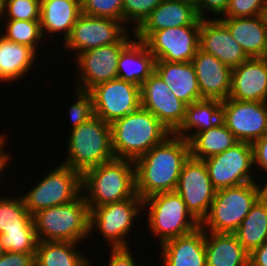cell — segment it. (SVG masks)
Here are the masks:
<instances>
[{"label": "cell", "instance_id": "obj_1", "mask_svg": "<svg viewBox=\"0 0 267 266\" xmlns=\"http://www.w3.org/2000/svg\"><path fill=\"white\" fill-rule=\"evenodd\" d=\"M190 156L189 141L174 133L153 146L135 163L136 194L143 200L175 191L184 162Z\"/></svg>", "mask_w": 267, "mask_h": 266}, {"label": "cell", "instance_id": "obj_2", "mask_svg": "<svg viewBox=\"0 0 267 266\" xmlns=\"http://www.w3.org/2000/svg\"><path fill=\"white\" fill-rule=\"evenodd\" d=\"M171 134L151 112L140 107L111 124L112 151L115 158L135 162Z\"/></svg>", "mask_w": 267, "mask_h": 266}, {"label": "cell", "instance_id": "obj_3", "mask_svg": "<svg viewBox=\"0 0 267 266\" xmlns=\"http://www.w3.org/2000/svg\"><path fill=\"white\" fill-rule=\"evenodd\" d=\"M82 194L90 211L133 197L136 194L134 161L114 158L86 171L82 175Z\"/></svg>", "mask_w": 267, "mask_h": 266}, {"label": "cell", "instance_id": "obj_4", "mask_svg": "<svg viewBox=\"0 0 267 266\" xmlns=\"http://www.w3.org/2000/svg\"><path fill=\"white\" fill-rule=\"evenodd\" d=\"M38 241L80 243L90 237V210L81 194L75 200L32 215Z\"/></svg>", "mask_w": 267, "mask_h": 266}, {"label": "cell", "instance_id": "obj_5", "mask_svg": "<svg viewBox=\"0 0 267 266\" xmlns=\"http://www.w3.org/2000/svg\"><path fill=\"white\" fill-rule=\"evenodd\" d=\"M67 156L62 164L83 175L86 171L115 158L111 125L97 116L70 130Z\"/></svg>", "mask_w": 267, "mask_h": 266}, {"label": "cell", "instance_id": "obj_6", "mask_svg": "<svg viewBox=\"0 0 267 266\" xmlns=\"http://www.w3.org/2000/svg\"><path fill=\"white\" fill-rule=\"evenodd\" d=\"M266 184L257 181L216 190L210 209L200 223L205 232L234 233L251 207L264 194Z\"/></svg>", "mask_w": 267, "mask_h": 266}, {"label": "cell", "instance_id": "obj_7", "mask_svg": "<svg viewBox=\"0 0 267 266\" xmlns=\"http://www.w3.org/2000/svg\"><path fill=\"white\" fill-rule=\"evenodd\" d=\"M142 211H147V228L159 240V246L176 237L186 235L200 226L187 210L176 191L158 193L143 200Z\"/></svg>", "mask_w": 267, "mask_h": 266}, {"label": "cell", "instance_id": "obj_8", "mask_svg": "<svg viewBox=\"0 0 267 266\" xmlns=\"http://www.w3.org/2000/svg\"><path fill=\"white\" fill-rule=\"evenodd\" d=\"M143 210V199L135 194L126 200L95 207L90 211V238L98 233L111 248L130 247L127 238L132 234L134 221ZM98 231V232H97ZM109 242V243H108Z\"/></svg>", "mask_w": 267, "mask_h": 266}, {"label": "cell", "instance_id": "obj_9", "mask_svg": "<svg viewBox=\"0 0 267 266\" xmlns=\"http://www.w3.org/2000/svg\"><path fill=\"white\" fill-rule=\"evenodd\" d=\"M41 179L34 188L21 195L31 215L42 209L69 203L82 194V175L62 163Z\"/></svg>", "mask_w": 267, "mask_h": 266}, {"label": "cell", "instance_id": "obj_10", "mask_svg": "<svg viewBox=\"0 0 267 266\" xmlns=\"http://www.w3.org/2000/svg\"><path fill=\"white\" fill-rule=\"evenodd\" d=\"M129 31L118 43L92 48L75 57L78 79L75 88L89 92L96 85L118 78L121 52L134 40Z\"/></svg>", "mask_w": 267, "mask_h": 266}, {"label": "cell", "instance_id": "obj_11", "mask_svg": "<svg viewBox=\"0 0 267 266\" xmlns=\"http://www.w3.org/2000/svg\"><path fill=\"white\" fill-rule=\"evenodd\" d=\"M203 161L216 190L256 181L255 174L252 173L254 166L251 143L239 141L233 147Z\"/></svg>", "mask_w": 267, "mask_h": 266}, {"label": "cell", "instance_id": "obj_12", "mask_svg": "<svg viewBox=\"0 0 267 266\" xmlns=\"http://www.w3.org/2000/svg\"><path fill=\"white\" fill-rule=\"evenodd\" d=\"M130 30L122 21L81 13L70 35L62 42L63 48L74 51L73 57H76L83 51L118 43Z\"/></svg>", "mask_w": 267, "mask_h": 266}, {"label": "cell", "instance_id": "obj_13", "mask_svg": "<svg viewBox=\"0 0 267 266\" xmlns=\"http://www.w3.org/2000/svg\"><path fill=\"white\" fill-rule=\"evenodd\" d=\"M89 93L94 115L110 125L141 107L140 86L119 78L98 84Z\"/></svg>", "mask_w": 267, "mask_h": 266}, {"label": "cell", "instance_id": "obj_14", "mask_svg": "<svg viewBox=\"0 0 267 266\" xmlns=\"http://www.w3.org/2000/svg\"><path fill=\"white\" fill-rule=\"evenodd\" d=\"M175 191L182 197L191 215L201 223L216 193L203 160L189 156L182 166Z\"/></svg>", "mask_w": 267, "mask_h": 266}, {"label": "cell", "instance_id": "obj_15", "mask_svg": "<svg viewBox=\"0 0 267 266\" xmlns=\"http://www.w3.org/2000/svg\"><path fill=\"white\" fill-rule=\"evenodd\" d=\"M221 121L238 141L253 143L267 133V102L222 101Z\"/></svg>", "mask_w": 267, "mask_h": 266}, {"label": "cell", "instance_id": "obj_16", "mask_svg": "<svg viewBox=\"0 0 267 266\" xmlns=\"http://www.w3.org/2000/svg\"><path fill=\"white\" fill-rule=\"evenodd\" d=\"M200 25L169 27L153 32L144 43L155 60L191 62L199 49Z\"/></svg>", "mask_w": 267, "mask_h": 266}, {"label": "cell", "instance_id": "obj_17", "mask_svg": "<svg viewBox=\"0 0 267 266\" xmlns=\"http://www.w3.org/2000/svg\"><path fill=\"white\" fill-rule=\"evenodd\" d=\"M141 107L174 133L183 123L186 104L179 100L154 71L140 86Z\"/></svg>", "mask_w": 267, "mask_h": 266}, {"label": "cell", "instance_id": "obj_18", "mask_svg": "<svg viewBox=\"0 0 267 266\" xmlns=\"http://www.w3.org/2000/svg\"><path fill=\"white\" fill-rule=\"evenodd\" d=\"M199 49L212 54L231 69L249 59L219 18L201 19Z\"/></svg>", "mask_w": 267, "mask_h": 266}, {"label": "cell", "instance_id": "obj_19", "mask_svg": "<svg viewBox=\"0 0 267 266\" xmlns=\"http://www.w3.org/2000/svg\"><path fill=\"white\" fill-rule=\"evenodd\" d=\"M201 25L194 2L162 0L134 31L135 38L144 42L153 32L169 27Z\"/></svg>", "mask_w": 267, "mask_h": 266}, {"label": "cell", "instance_id": "obj_20", "mask_svg": "<svg viewBox=\"0 0 267 266\" xmlns=\"http://www.w3.org/2000/svg\"><path fill=\"white\" fill-rule=\"evenodd\" d=\"M191 62L202 99L226 100L231 90L232 69L201 49L197 50Z\"/></svg>", "mask_w": 267, "mask_h": 266}, {"label": "cell", "instance_id": "obj_21", "mask_svg": "<svg viewBox=\"0 0 267 266\" xmlns=\"http://www.w3.org/2000/svg\"><path fill=\"white\" fill-rule=\"evenodd\" d=\"M229 98L267 102V57L249 58L232 69Z\"/></svg>", "mask_w": 267, "mask_h": 266}, {"label": "cell", "instance_id": "obj_22", "mask_svg": "<svg viewBox=\"0 0 267 266\" xmlns=\"http://www.w3.org/2000/svg\"><path fill=\"white\" fill-rule=\"evenodd\" d=\"M162 266H206L205 231H194L159 246Z\"/></svg>", "mask_w": 267, "mask_h": 266}, {"label": "cell", "instance_id": "obj_23", "mask_svg": "<svg viewBox=\"0 0 267 266\" xmlns=\"http://www.w3.org/2000/svg\"><path fill=\"white\" fill-rule=\"evenodd\" d=\"M219 19L249 58L267 57V14Z\"/></svg>", "mask_w": 267, "mask_h": 266}, {"label": "cell", "instance_id": "obj_24", "mask_svg": "<svg viewBox=\"0 0 267 266\" xmlns=\"http://www.w3.org/2000/svg\"><path fill=\"white\" fill-rule=\"evenodd\" d=\"M155 72L163 79L170 91L186 105L202 100L192 62L156 60Z\"/></svg>", "mask_w": 267, "mask_h": 266}, {"label": "cell", "instance_id": "obj_25", "mask_svg": "<svg viewBox=\"0 0 267 266\" xmlns=\"http://www.w3.org/2000/svg\"><path fill=\"white\" fill-rule=\"evenodd\" d=\"M80 14L81 0H41L40 25L44 39L63 34L65 41Z\"/></svg>", "mask_w": 267, "mask_h": 266}, {"label": "cell", "instance_id": "obj_26", "mask_svg": "<svg viewBox=\"0 0 267 266\" xmlns=\"http://www.w3.org/2000/svg\"><path fill=\"white\" fill-rule=\"evenodd\" d=\"M206 266H249V253L234 233L205 232Z\"/></svg>", "mask_w": 267, "mask_h": 266}, {"label": "cell", "instance_id": "obj_27", "mask_svg": "<svg viewBox=\"0 0 267 266\" xmlns=\"http://www.w3.org/2000/svg\"><path fill=\"white\" fill-rule=\"evenodd\" d=\"M121 52L118 60V78L138 86L155 71V58L146 44L135 38Z\"/></svg>", "mask_w": 267, "mask_h": 266}, {"label": "cell", "instance_id": "obj_28", "mask_svg": "<svg viewBox=\"0 0 267 266\" xmlns=\"http://www.w3.org/2000/svg\"><path fill=\"white\" fill-rule=\"evenodd\" d=\"M36 58L40 57L31 47L0 35V82L20 81L33 68Z\"/></svg>", "mask_w": 267, "mask_h": 266}, {"label": "cell", "instance_id": "obj_29", "mask_svg": "<svg viewBox=\"0 0 267 266\" xmlns=\"http://www.w3.org/2000/svg\"><path fill=\"white\" fill-rule=\"evenodd\" d=\"M221 118L222 101L217 99L196 101L186 106L184 121L174 134L190 141L198 132L215 127L221 122Z\"/></svg>", "mask_w": 267, "mask_h": 266}, {"label": "cell", "instance_id": "obj_30", "mask_svg": "<svg viewBox=\"0 0 267 266\" xmlns=\"http://www.w3.org/2000/svg\"><path fill=\"white\" fill-rule=\"evenodd\" d=\"M234 234L249 254L267 241V187Z\"/></svg>", "mask_w": 267, "mask_h": 266}, {"label": "cell", "instance_id": "obj_31", "mask_svg": "<svg viewBox=\"0 0 267 266\" xmlns=\"http://www.w3.org/2000/svg\"><path fill=\"white\" fill-rule=\"evenodd\" d=\"M78 246L75 242L38 241L35 266H92Z\"/></svg>", "mask_w": 267, "mask_h": 266}, {"label": "cell", "instance_id": "obj_32", "mask_svg": "<svg viewBox=\"0 0 267 266\" xmlns=\"http://www.w3.org/2000/svg\"><path fill=\"white\" fill-rule=\"evenodd\" d=\"M239 141L221 121L215 127L198 132L190 141V156L205 160L233 147Z\"/></svg>", "mask_w": 267, "mask_h": 266}, {"label": "cell", "instance_id": "obj_33", "mask_svg": "<svg viewBox=\"0 0 267 266\" xmlns=\"http://www.w3.org/2000/svg\"><path fill=\"white\" fill-rule=\"evenodd\" d=\"M20 229H35L32 215L27 211L23 198L0 197V235Z\"/></svg>", "mask_w": 267, "mask_h": 266}, {"label": "cell", "instance_id": "obj_34", "mask_svg": "<svg viewBox=\"0 0 267 266\" xmlns=\"http://www.w3.org/2000/svg\"><path fill=\"white\" fill-rule=\"evenodd\" d=\"M3 23L6 29L2 36L10 41L27 45L39 54L40 45L44 42L40 21L5 20Z\"/></svg>", "mask_w": 267, "mask_h": 266}, {"label": "cell", "instance_id": "obj_35", "mask_svg": "<svg viewBox=\"0 0 267 266\" xmlns=\"http://www.w3.org/2000/svg\"><path fill=\"white\" fill-rule=\"evenodd\" d=\"M40 8L41 0H3L1 20L40 21Z\"/></svg>", "mask_w": 267, "mask_h": 266}, {"label": "cell", "instance_id": "obj_36", "mask_svg": "<svg viewBox=\"0 0 267 266\" xmlns=\"http://www.w3.org/2000/svg\"><path fill=\"white\" fill-rule=\"evenodd\" d=\"M4 251L35 253L38 239L35 229L6 231L0 235Z\"/></svg>", "mask_w": 267, "mask_h": 266}, {"label": "cell", "instance_id": "obj_37", "mask_svg": "<svg viewBox=\"0 0 267 266\" xmlns=\"http://www.w3.org/2000/svg\"><path fill=\"white\" fill-rule=\"evenodd\" d=\"M161 2L162 0H123V23L127 26L132 22L129 28L135 31Z\"/></svg>", "mask_w": 267, "mask_h": 266}, {"label": "cell", "instance_id": "obj_38", "mask_svg": "<svg viewBox=\"0 0 267 266\" xmlns=\"http://www.w3.org/2000/svg\"><path fill=\"white\" fill-rule=\"evenodd\" d=\"M81 13L123 22V0H81Z\"/></svg>", "mask_w": 267, "mask_h": 266}, {"label": "cell", "instance_id": "obj_39", "mask_svg": "<svg viewBox=\"0 0 267 266\" xmlns=\"http://www.w3.org/2000/svg\"><path fill=\"white\" fill-rule=\"evenodd\" d=\"M267 14V0H230L224 15L219 18L255 17Z\"/></svg>", "mask_w": 267, "mask_h": 266}, {"label": "cell", "instance_id": "obj_40", "mask_svg": "<svg viewBox=\"0 0 267 266\" xmlns=\"http://www.w3.org/2000/svg\"><path fill=\"white\" fill-rule=\"evenodd\" d=\"M76 101L69 108L71 127L76 128L94 116L93 98L87 91L75 89Z\"/></svg>", "mask_w": 267, "mask_h": 266}, {"label": "cell", "instance_id": "obj_41", "mask_svg": "<svg viewBox=\"0 0 267 266\" xmlns=\"http://www.w3.org/2000/svg\"><path fill=\"white\" fill-rule=\"evenodd\" d=\"M229 1L230 0H194V3L199 18L207 19L211 17L207 15L209 12V15L218 16L215 18L222 17L228 8Z\"/></svg>", "mask_w": 267, "mask_h": 266}, {"label": "cell", "instance_id": "obj_42", "mask_svg": "<svg viewBox=\"0 0 267 266\" xmlns=\"http://www.w3.org/2000/svg\"><path fill=\"white\" fill-rule=\"evenodd\" d=\"M0 266H35V253L5 251L0 256Z\"/></svg>", "mask_w": 267, "mask_h": 266}, {"label": "cell", "instance_id": "obj_43", "mask_svg": "<svg viewBox=\"0 0 267 266\" xmlns=\"http://www.w3.org/2000/svg\"><path fill=\"white\" fill-rule=\"evenodd\" d=\"M252 148L254 170L258 167L256 170L261 169L262 173L263 171L267 173V133L260 139L253 142ZM265 184L267 186V180Z\"/></svg>", "mask_w": 267, "mask_h": 266}, {"label": "cell", "instance_id": "obj_44", "mask_svg": "<svg viewBox=\"0 0 267 266\" xmlns=\"http://www.w3.org/2000/svg\"><path fill=\"white\" fill-rule=\"evenodd\" d=\"M130 247H110V258L107 266H137Z\"/></svg>", "mask_w": 267, "mask_h": 266}, {"label": "cell", "instance_id": "obj_45", "mask_svg": "<svg viewBox=\"0 0 267 266\" xmlns=\"http://www.w3.org/2000/svg\"><path fill=\"white\" fill-rule=\"evenodd\" d=\"M249 266H267V241L249 254Z\"/></svg>", "mask_w": 267, "mask_h": 266}, {"label": "cell", "instance_id": "obj_46", "mask_svg": "<svg viewBox=\"0 0 267 266\" xmlns=\"http://www.w3.org/2000/svg\"><path fill=\"white\" fill-rule=\"evenodd\" d=\"M6 142H7L6 136L1 134L0 135V182L1 181L3 182V179H2L3 176H1V175H2V173H5V172H3L4 169L7 168V166H11L8 164H9V162H11L10 159L12 158V156H11V152L5 151Z\"/></svg>", "mask_w": 267, "mask_h": 266}, {"label": "cell", "instance_id": "obj_47", "mask_svg": "<svg viewBox=\"0 0 267 266\" xmlns=\"http://www.w3.org/2000/svg\"><path fill=\"white\" fill-rule=\"evenodd\" d=\"M2 6H3V0H0V22H1V19H2Z\"/></svg>", "mask_w": 267, "mask_h": 266}, {"label": "cell", "instance_id": "obj_48", "mask_svg": "<svg viewBox=\"0 0 267 266\" xmlns=\"http://www.w3.org/2000/svg\"><path fill=\"white\" fill-rule=\"evenodd\" d=\"M4 249L2 247L1 238H0V256L4 253Z\"/></svg>", "mask_w": 267, "mask_h": 266}]
</instances>
